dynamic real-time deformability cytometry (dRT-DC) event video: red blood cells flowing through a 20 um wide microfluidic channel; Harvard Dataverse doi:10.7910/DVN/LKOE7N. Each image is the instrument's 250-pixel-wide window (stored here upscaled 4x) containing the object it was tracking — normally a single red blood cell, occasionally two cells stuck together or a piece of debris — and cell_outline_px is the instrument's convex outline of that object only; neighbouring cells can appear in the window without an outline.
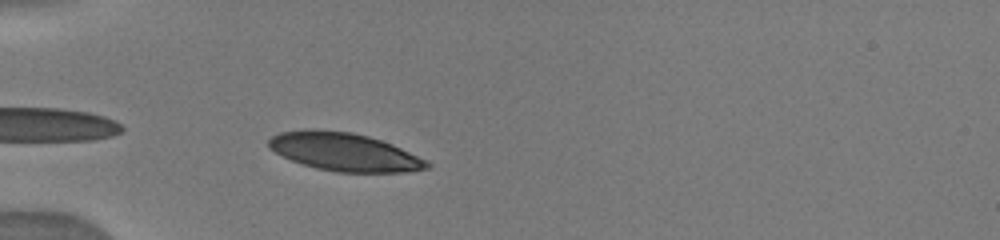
{"species": "human", "species_latin": "Homo sapiens", "temperature_condition": "warm", "stored_images_in_passage": 31, "camera_frame_rate_fps": 3000, "um_per_image_px": 0.085, "donor": {"sex": "male"}, "frame": {"image": 1, "passage_image": 3, "time_ms": 0.333, "image_size_px": [1000, 240], "cell_outline_px": [[432, 164], [428, 168], [404, 172], [336, 172], [316, 168], [292, 160], [268, 148], [268, 140], [272, 136], [280, 132], [352, 132], [368, 136], [392, 144], [428, 160]], "centroid_in_image_um": [29.35, 12.96], "position_along_channel_um": 55.6, "area_um2": 34.1}}
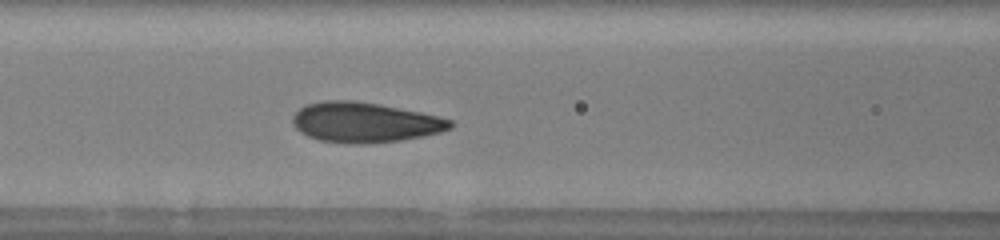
{"frame": {"image": 2, "passage_image": 15, "time_ms": 2.667, "image_size_px": [1000, 240], "cell_outline_px": [[452, 128], [440, 132], [424, 136], [400, 140], [368, 144], [356, 144], [320, 140], [308, 136], [300, 132], [292, 124], [292, 116], [304, 104], [324, 100], [352, 100], [380, 104], [420, 112], [452, 120]], "centroid_in_image_um": [30.97, 10.39], "position_along_channel_um": 135.6, "area_um2": 36.88}}
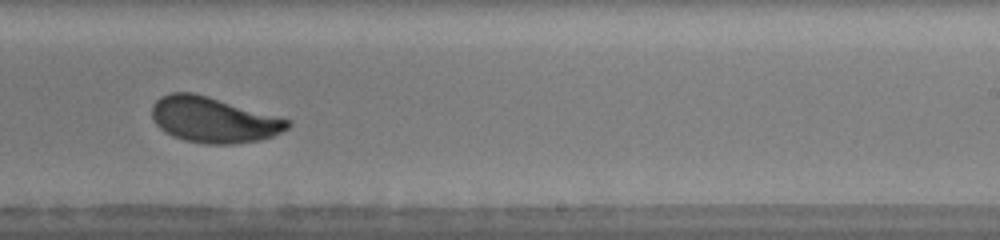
{"frame": {"image": 3, "passage_image": 28, "time_ms": 6.0, "image_size_px": [1000, 240], "cell_outline_px": [[292, 124], [288, 128], [272, 136], [260, 140], [236, 144], [208, 144], [184, 140], [172, 136], [164, 132], [156, 124], [152, 116], [152, 104], [160, 96], [172, 92], [192, 92], [208, 96], [292, 120]], "centroid_in_image_um": [18.14, 10.18], "position_along_channel_um": 270.9, "area_um2": 36.18}}